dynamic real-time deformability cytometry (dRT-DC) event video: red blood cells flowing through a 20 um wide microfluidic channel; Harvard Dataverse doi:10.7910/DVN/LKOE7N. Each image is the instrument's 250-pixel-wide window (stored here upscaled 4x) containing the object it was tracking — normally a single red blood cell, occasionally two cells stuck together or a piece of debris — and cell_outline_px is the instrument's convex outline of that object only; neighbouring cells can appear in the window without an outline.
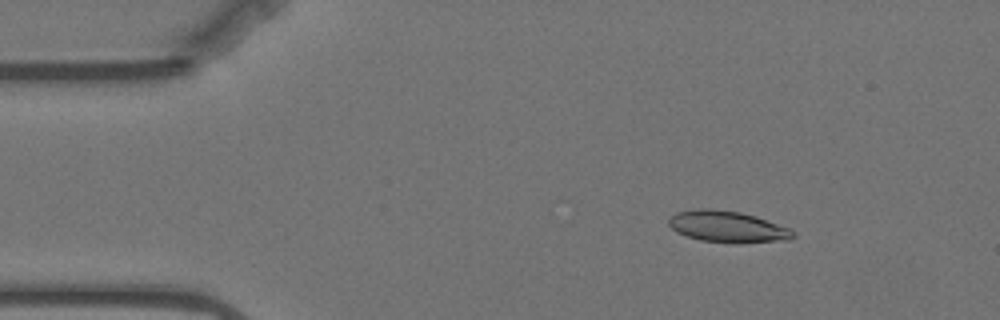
{"species": "Egyptian fruit bat (a non-hibernating species)", "species_latin": "Rousettus aegyptiacus", "temperature_condition": "warm", "stored_images_in_passage": 15, "camera_frame_rate_fps": 3000, "um_per_image_px": 0.085, "animal": {"sex": "female"}, "frame": {"image": 1, "passage_image": 2, "time_ms": 0.333, "image_size_px": [1000, 320], "cell_outline_px": [[796, 236], [788, 240], [700, 240], [676, 232], [668, 224], [668, 216], [676, 212], [696, 208], [712, 208], [740, 212], [756, 216], [792, 228], [796, 232]], "centroid_in_image_um": [61.8, 19.19], "position_along_channel_um": 23.2, "area_um2": 22.08}}
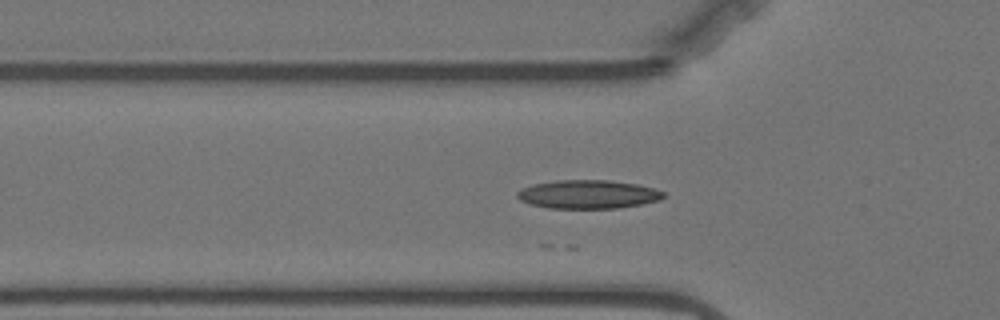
{"frame": {"image": 2, "passage_image": 12, "time_ms": 3.667, "image_size_px": [1000, 320], "cell_outline_px": [[664, 196], [660, 200], [620, 208], [548, 208], [532, 204], [520, 200], [516, 196], [516, 192], [524, 188], [536, 184], [560, 180], [608, 180], [636, 184], [652, 188], [664, 192]], "centroid_in_image_um": [50.0, 16.52], "position_along_channel_um": 75.8, "area_um2": 24.04}}
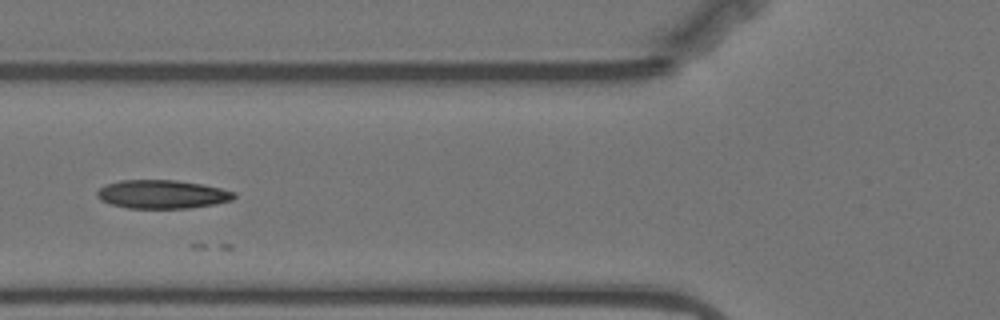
{"frame": {"image": 3, "passage_image": 15, "time_ms": 4.667, "image_size_px": [1000, 320], "cell_outline_px": [[236, 196], [232, 200], [216, 204], [188, 208], [128, 208], [112, 204], [100, 200], [96, 196], [96, 192], [100, 188], [108, 184], [120, 180], [176, 180], [200, 184], [220, 188], [236, 192]], "centroid_in_image_um": [13.79, 16.51], "position_along_channel_um": 112.0, "area_um2": 22.72}}